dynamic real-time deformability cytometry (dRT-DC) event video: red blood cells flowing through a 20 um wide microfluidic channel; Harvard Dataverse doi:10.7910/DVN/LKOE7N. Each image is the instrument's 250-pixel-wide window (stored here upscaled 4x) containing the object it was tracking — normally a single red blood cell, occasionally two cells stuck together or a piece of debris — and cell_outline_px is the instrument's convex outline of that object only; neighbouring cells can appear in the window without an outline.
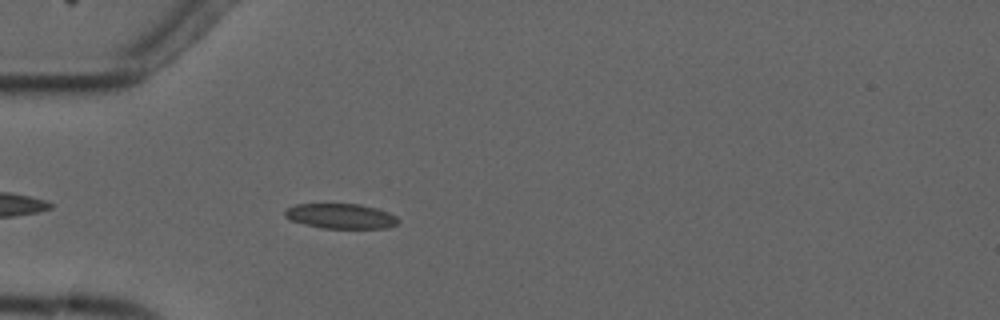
{"species": "common noctule bat (a hibernating species)", "species_latin": "Nyctalus noctula", "temperature_condition": "cold", "stored_images_in_passage": 3, "camera_frame_rate_fps": 3000, "um_per_image_px": 0.085, "animal": {"sex": "male", "forearm_length_mm": 52.5}, "frame": {"image": 1, "passage_image": 3, "time_ms": 2.333, "image_size_px": [1000, 320], "cell_outline_px": [[400, 220], [396, 224], [388, 228], [324, 228], [304, 224], [288, 220], [284, 216], [284, 212], [288, 208], [296, 204], [360, 204], [376, 208], [388, 212], [396, 216]], "centroid_in_image_um": [28.96, 18.37], "position_along_channel_um": 56.0, "area_um2": 16.53}}